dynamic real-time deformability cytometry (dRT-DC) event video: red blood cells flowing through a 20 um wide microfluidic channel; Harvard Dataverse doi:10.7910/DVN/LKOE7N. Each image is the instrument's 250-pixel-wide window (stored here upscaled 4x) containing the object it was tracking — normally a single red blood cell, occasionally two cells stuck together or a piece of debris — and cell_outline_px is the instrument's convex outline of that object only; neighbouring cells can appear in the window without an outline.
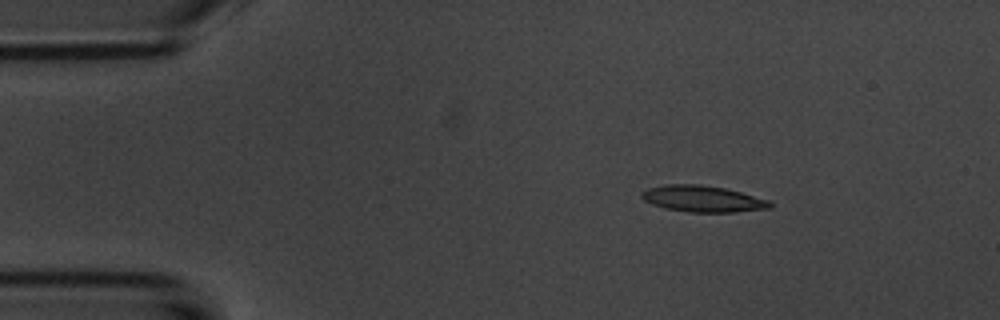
{"species": "common noctule bat (a hibernating species)", "species_latin": "Nyctalus noctula", "temperature_condition": "room temperature", "stored_images_in_passage": 3, "camera_frame_rate_fps": 3000, "um_per_image_px": 0.085, "animal": {"sex": "male", "body_mass_g": 20.1, "forearm_length_mm": 53.5}, "frame": {"image": 1, "passage_image": 1, "time_ms": 0.0, "image_size_px": [1000, 320], "cell_outline_px": [[772, 208], [736, 212], [688, 212], [664, 208], [652, 204], [644, 200], [640, 196], [640, 192], [648, 188], [668, 184], [700, 184], [724, 188], [740, 192], [768, 200], [772, 204]], "centroid_in_image_um": [59.71, 16.9], "position_along_channel_um": 25.3, "area_um2": 19.71}}